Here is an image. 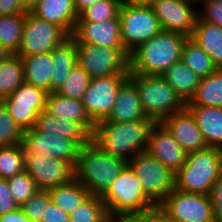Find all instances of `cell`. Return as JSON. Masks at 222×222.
Instances as JSON below:
<instances>
[{"label": "cell", "mask_w": 222, "mask_h": 222, "mask_svg": "<svg viewBox=\"0 0 222 222\" xmlns=\"http://www.w3.org/2000/svg\"><path fill=\"white\" fill-rule=\"evenodd\" d=\"M154 124L150 118L130 122L101 121L95 124L92 142L102 151L128 163L135 155L146 151Z\"/></svg>", "instance_id": "6da1fadb"}, {"label": "cell", "mask_w": 222, "mask_h": 222, "mask_svg": "<svg viewBox=\"0 0 222 222\" xmlns=\"http://www.w3.org/2000/svg\"><path fill=\"white\" fill-rule=\"evenodd\" d=\"M128 163L102 151L92 141L80 148L74 166V179L90 195L102 197Z\"/></svg>", "instance_id": "7a4b0ae2"}, {"label": "cell", "mask_w": 222, "mask_h": 222, "mask_svg": "<svg viewBox=\"0 0 222 222\" xmlns=\"http://www.w3.org/2000/svg\"><path fill=\"white\" fill-rule=\"evenodd\" d=\"M188 38L178 32L162 30L130 54V71L162 76L173 63L181 61L182 48Z\"/></svg>", "instance_id": "3957f363"}, {"label": "cell", "mask_w": 222, "mask_h": 222, "mask_svg": "<svg viewBox=\"0 0 222 222\" xmlns=\"http://www.w3.org/2000/svg\"><path fill=\"white\" fill-rule=\"evenodd\" d=\"M128 80L137 90L144 114L155 123L186 108V103L162 76L141 75L129 70Z\"/></svg>", "instance_id": "277c9868"}, {"label": "cell", "mask_w": 222, "mask_h": 222, "mask_svg": "<svg viewBox=\"0 0 222 222\" xmlns=\"http://www.w3.org/2000/svg\"><path fill=\"white\" fill-rule=\"evenodd\" d=\"M222 176L217 147L187 153L185 164L175 173V189L207 194L214 182Z\"/></svg>", "instance_id": "5b68a950"}, {"label": "cell", "mask_w": 222, "mask_h": 222, "mask_svg": "<svg viewBox=\"0 0 222 222\" xmlns=\"http://www.w3.org/2000/svg\"><path fill=\"white\" fill-rule=\"evenodd\" d=\"M101 198L110 216H130L157 206L144 193L140 180L128 164Z\"/></svg>", "instance_id": "8992f818"}, {"label": "cell", "mask_w": 222, "mask_h": 222, "mask_svg": "<svg viewBox=\"0 0 222 222\" xmlns=\"http://www.w3.org/2000/svg\"><path fill=\"white\" fill-rule=\"evenodd\" d=\"M119 22L121 40L129 55L162 31L158 18L148 5L122 3Z\"/></svg>", "instance_id": "52a82bcc"}, {"label": "cell", "mask_w": 222, "mask_h": 222, "mask_svg": "<svg viewBox=\"0 0 222 222\" xmlns=\"http://www.w3.org/2000/svg\"><path fill=\"white\" fill-rule=\"evenodd\" d=\"M77 64L93 78L111 75H129L130 55L125 49L98 47L94 44L76 43Z\"/></svg>", "instance_id": "ba28073f"}, {"label": "cell", "mask_w": 222, "mask_h": 222, "mask_svg": "<svg viewBox=\"0 0 222 222\" xmlns=\"http://www.w3.org/2000/svg\"><path fill=\"white\" fill-rule=\"evenodd\" d=\"M128 165L140 180L144 193L156 205L175 189V173L146 151L135 155Z\"/></svg>", "instance_id": "9c48e42d"}, {"label": "cell", "mask_w": 222, "mask_h": 222, "mask_svg": "<svg viewBox=\"0 0 222 222\" xmlns=\"http://www.w3.org/2000/svg\"><path fill=\"white\" fill-rule=\"evenodd\" d=\"M68 37L69 35L60 26L26 12L17 55L25 57L51 53Z\"/></svg>", "instance_id": "30bf717a"}, {"label": "cell", "mask_w": 222, "mask_h": 222, "mask_svg": "<svg viewBox=\"0 0 222 222\" xmlns=\"http://www.w3.org/2000/svg\"><path fill=\"white\" fill-rule=\"evenodd\" d=\"M158 206L171 222H215L207 194L174 189Z\"/></svg>", "instance_id": "8fae6325"}, {"label": "cell", "mask_w": 222, "mask_h": 222, "mask_svg": "<svg viewBox=\"0 0 222 222\" xmlns=\"http://www.w3.org/2000/svg\"><path fill=\"white\" fill-rule=\"evenodd\" d=\"M128 78L129 75H111L90 80L81 101L94 124L109 117L118 91Z\"/></svg>", "instance_id": "7c38bea8"}, {"label": "cell", "mask_w": 222, "mask_h": 222, "mask_svg": "<svg viewBox=\"0 0 222 222\" xmlns=\"http://www.w3.org/2000/svg\"><path fill=\"white\" fill-rule=\"evenodd\" d=\"M48 92L23 82L11 95L1 102L8 109L16 124L24 132L35 126L38 114L46 109Z\"/></svg>", "instance_id": "4fadbf2b"}, {"label": "cell", "mask_w": 222, "mask_h": 222, "mask_svg": "<svg viewBox=\"0 0 222 222\" xmlns=\"http://www.w3.org/2000/svg\"><path fill=\"white\" fill-rule=\"evenodd\" d=\"M24 156L25 171L38 189L49 190L74 179V167L64 160L31 152H24Z\"/></svg>", "instance_id": "5bb4252c"}, {"label": "cell", "mask_w": 222, "mask_h": 222, "mask_svg": "<svg viewBox=\"0 0 222 222\" xmlns=\"http://www.w3.org/2000/svg\"><path fill=\"white\" fill-rule=\"evenodd\" d=\"M21 146L24 152L45 154L49 157L64 160L73 167L81 148L71 139L43 133L34 127L23 132Z\"/></svg>", "instance_id": "9a60e30c"}, {"label": "cell", "mask_w": 222, "mask_h": 222, "mask_svg": "<svg viewBox=\"0 0 222 222\" xmlns=\"http://www.w3.org/2000/svg\"><path fill=\"white\" fill-rule=\"evenodd\" d=\"M163 31L192 35L197 8L184 0H155L151 5Z\"/></svg>", "instance_id": "2e32d148"}, {"label": "cell", "mask_w": 222, "mask_h": 222, "mask_svg": "<svg viewBox=\"0 0 222 222\" xmlns=\"http://www.w3.org/2000/svg\"><path fill=\"white\" fill-rule=\"evenodd\" d=\"M146 152L174 173L185 164L187 156V152L162 123H155L151 128Z\"/></svg>", "instance_id": "e0dca14e"}, {"label": "cell", "mask_w": 222, "mask_h": 222, "mask_svg": "<svg viewBox=\"0 0 222 222\" xmlns=\"http://www.w3.org/2000/svg\"><path fill=\"white\" fill-rule=\"evenodd\" d=\"M71 37L76 43L124 49L120 35L119 18L101 22H76Z\"/></svg>", "instance_id": "ac0fdd59"}, {"label": "cell", "mask_w": 222, "mask_h": 222, "mask_svg": "<svg viewBox=\"0 0 222 222\" xmlns=\"http://www.w3.org/2000/svg\"><path fill=\"white\" fill-rule=\"evenodd\" d=\"M161 123L187 153L203 150L208 147L197 126L195 117L187 108L171 114Z\"/></svg>", "instance_id": "d6986e66"}, {"label": "cell", "mask_w": 222, "mask_h": 222, "mask_svg": "<svg viewBox=\"0 0 222 222\" xmlns=\"http://www.w3.org/2000/svg\"><path fill=\"white\" fill-rule=\"evenodd\" d=\"M34 128L43 133L71 139L80 147L92 141V134L81 123L66 118L59 119L46 110L38 114Z\"/></svg>", "instance_id": "ffe728a7"}, {"label": "cell", "mask_w": 222, "mask_h": 222, "mask_svg": "<svg viewBox=\"0 0 222 222\" xmlns=\"http://www.w3.org/2000/svg\"><path fill=\"white\" fill-rule=\"evenodd\" d=\"M31 13L40 19L60 26L69 36L79 18L74 0H40Z\"/></svg>", "instance_id": "44dd1931"}, {"label": "cell", "mask_w": 222, "mask_h": 222, "mask_svg": "<svg viewBox=\"0 0 222 222\" xmlns=\"http://www.w3.org/2000/svg\"><path fill=\"white\" fill-rule=\"evenodd\" d=\"M135 86L127 80L119 89L109 117L103 121L130 122L146 119Z\"/></svg>", "instance_id": "7402d4cb"}, {"label": "cell", "mask_w": 222, "mask_h": 222, "mask_svg": "<svg viewBox=\"0 0 222 222\" xmlns=\"http://www.w3.org/2000/svg\"><path fill=\"white\" fill-rule=\"evenodd\" d=\"M45 110L59 119L77 121L91 134L94 132L95 124L88 116L81 100H74L51 92L47 95Z\"/></svg>", "instance_id": "603a6c76"}, {"label": "cell", "mask_w": 222, "mask_h": 222, "mask_svg": "<svg viewBox=\"0 0 222 222\" xmlns=\"http://www.w3.org/2000/svg\"><path fill=\"white\" fill-rule=\"evenodd\" d=\"M195 117L208 147L222 145V107L186 106Z\"/></svg>", "instance_id": "cb8c5ba5"}, {"label": "cell", "mask_w": 222, "mask_h": 222, "mask_svg": "<svg viewBox=\"0 0 222 222\" xmlns=\"http://www.w3.org/2000/svg\"><path fill=\"white\" fill-rule=\"evenodd\" d=\"M24 82L52 92L53 59L51 53L21 57Z\"/></svg>", "instance_id": "d4e9b609"}, {"label": "cell", "mask_w": 222, "mask_h": 222, "mask_svg": "<svg viewBox=\"0 0 222 222\" xmlns=\"http://www.w3.org/2000/svg\"><path fill=\"white\" fill-rule=\"evenodd\" d=\"M189 38L210 56L218 69H222V27L197 18Z\"/></svg>", "instance_id": "484cf974"}, {"label": "cell", "mask_w": 222, "mask_h": 222, "mask_svg": "<svg viewBox=\"0 0 222 222\" xmlns=\"http://www.w3.org/2000/svg\"><path fill=\"white\" fill-rule=\"evenodd\" d=\"M53 75L52 92H55L70 74V71L77 65L76 41L69 36L52 52Z\"/></svg>", "instance_id": "4316f807"}, {"label": "cell", "mask_w": 222, "mask_h": 222, "mask_svg": "<svg viewBox=\"0 0 222 222\" xmlns=\"http://www.w3.org/2000/svg\"><path fill=\"white\" fill-rule=\"evenodd\" d=\"M162 77L185 103L194 96L200 82V78L182 61L173 63Z\"/></svg>", "instance_id": "83f0119b"}, {"label": "cell", "mask_w": 222, "mask_h": 222, "mask_svg": "<svg viewBox=\"0 0 222 222\" xmlns=\"http://www.w3.org/2000/svg\"><path fill=\"white\" fill-rule=\"evenodd\" d=\"M186 106L222 107V69L200 79L194 96Z\"/></svg>", "instance_id": "f1b7e54d"}, {"label": "cell", "mask_w": 222, "mask_h": 222, "mask_svg": "<svg viewBox=\"0 0 222 222\" xmlns=\"http://www.w3.org/2000/svg\"><path fill=\"white\" fill-rule=\"evenodd\" d=\"M48 192L51 202L67 214L72 213L90 195L88 190L75 179L68 184L51 188Z\"/></svg>", "instance_id": "f546056e"}, {"label": "cell", "mask_w": 222, "mask_h": 222, "mask_svg": "<svg viewBox=\"0 0 222 222\" xmlns=\"http://www.w3.org/2000/svg\"><path fill=\"white\" fill-rule=\"evenodd\" d=\"M24 82L22 59L13 54L0 62V101L11 95Z\"/></svg>", "instance_id": "4dcf8cb0"}, {"label": "cell", "mask_w": 222, "mask_h": 222, "mask_svg": "<svg viewBox=\"0 0 222 222\" xmlns=\"http://www.w3.org/2000/svg\"><path fill=\"white\" fill-rule=\"evenodd\" d=\"M181 61L200 79L209 76L218 69L210 56L190 38L183 45Z\"/></svg>", "instance_id": "1f68e13d"}, {"label": "cell", "mask_w": 222, "mask_h": 222, "mask_svg": "<svg viewBox=\"0 0 222 222\" xmlns=\"http://www.w3.org/2000/svg\"><path fill=\"white\" fill-rule=\"evenodd\" d=\"M26 13L0 16V44L17 54L22 39Z\"/></svg>", "instance_id": "d6a6232c"}, {"label": "cell", "mask_w": 222, "mask_h": 222, "mask_svg": "<svg viewBox=\"0 0 222 222\" xmlns=\"http://www.w3.org/2000/svg\"><path fill=\"white\" fill-rule=\"evenodd\" d=\"M108 216L102 198L89 195L69 214V222H104Z\"/></svg>", "instance_id": "836d02e7"}, {"label": "cell", "mask_w": 222, "mask_h": 222, "mask_svg": "<svg viewBox=\"0 0 222 222\" xmlns=\"http://www.w3.org/2000/svg\"><path fill=\"white\" fill-rule=\"evenodd\" d=\"M25 171V156L21 143L0 146V178L9 179Z\"/></svg>", "instance_id": "e575fe53"}, {"label": "cell", "mask_w": 222, "mask_h": 222, "mask_svg": "<svg viewBox=\"0 0 222 222\" xmlns=\"http://www.w3.org/2000/svg\"><path fill=\"white\" fill-rule=\"evenodd\" d=\"M90 80V76L77 64L55 92L67 98L82 100Z\"/></svg>", "instance_id": "d590c367"}, {"label": "cell", "mask_w": 222, "mask_h": 222, "mask_svg": "<svg viewBox=\"0 0 222 222\" xmlns=\"http://www.w3.org/2000/svg\"><path fill=\"white\" fill-rule=\"evenodd\" d=\"M122 3V0H98L83 10L76 22H101L119 18Z\"/></svg>", "instance_id": "8d00e7d4"}, {"label": "cell", "mask_w": 222, "mask_h": 222, "mask_svg": "<svg viewBox=\"0 0 222 222\" xmlns=\"http://www.w3.org/2000/svg\"><path fill=\"white\" fill-rule=\"evenodd\" d=\"M8 186L19 207H21L38 189L30 175L23 171L12 178L7 179Z\"/></svg>", "instance_id": "74e56055"}, {"label": "cell", "mask_w": 222, "mask_h": 222, "mask_svg": "<svg viewBox=\"0 0 222 222\" xmlns=\"http://www.w3.org/2000/svg\"><path fill=\"white\" fill-rule=\"evenodd\" d=\"M23 131L0 101V146L21 143Z\"/></svg>", "instance_id": "f35d334b"}, {"label": "cell", "mask_w": 222, "mask_h": 222, "mask_svg": "<svg viewBox=\"0 0 222 222\" xmlns=\"http://www.w3.org/2000/svg\"><path fill=\"white\" fill-rule=\"evenodd\" d=\"M51 202L48 190L37 189L20 208L32 222H39L46 206Z\"/></svg>", "instance_id": "ab89813d"}, {"label": "cell", "mask_w": 222, "mask_h": 222, "mask_svg": "<svg viewBox=\"0 0 222 222\" xmlns=\"http://www.w3.org/2000/svg\"><path fill=\"white\" fill-rule=\"evenodd\" d=\"M197 9L198 19L222 27V0H207Z\"/></svg>", "instance_id": "60d3db41"}, {"label": "cell", "mask_w": 222, "mask_h": 222, "mask_svg": "<svg viewBox=\"0 0 222 222\" xmlns=\"http://www.w3.org/2000/svg\"><path fill=\"white\" fill-rule=\"evenodd\" d=\"M211 202L215 222H222V176L218 178L207 193Z\"/></svg>", "instance_id": "b9f144b4"}, {"label": "cell", "mask_w": 222, "mask_h": 222, "mask_svg": "<svg viewBox=\"0 0 222 222\" xmlns=\"http://www.w3.org/2000/svg\"><path fill=\"white\" fill-rule=\"evenodd\" d=\"M133 222H171L166 213L157 205L149 210L129 216Z\"/></svg>", "instance_id": "7bdbcfd3"}, {"label": "cell", "mask_w": 222, "mask_h": 222, "mask_svg": "<svg viewBox=\"0 0 222 222\" xmlns=\"http://www.w3.org/2000/svg\"><path fill=\"white\" fill-rule=\"evenodd\" d=\"M19 208L11 195L7 179L0 178V215Z\"/></svg>", "instance_id": "ee69618b"}, {"label": "cell", "mask_w": 222, "mask_h": 222, "mask_svg": "<svg viewBox=\"0 0 222 222\" xmlns=\"http://www.w3.org/2000/svg\"><path fill=\"white\" fill-rule=\"evenodd\" d=\"M39 222H69V214L50 202Z\"/></svg>", "instance_id": "f6af8a7d"}, {"label": "cell", "mask_w": 222, "mask_h": 222, "mask_svg": "<svg viewBox=\"0 0 222 222\" xmlns=\"http://www.w3.org/2000/svg\"><path fill=\"white\" fill-rule=\"evenodd\" d=\"M26 13L21 0H0V16Z\"/></svg>", "instance_id": "bcb514c9"}, {"label": "cell", "mask_w": 222, "mask_h": 222, "mask_svg": "<svg viewBox=\"0 0 222 222\" xmlns=\"http://www.w3.org/2000/svg\"><path fill=\"white\" fill-rule=\"evenodd\" d=\"M0 222H32L19 207L13 211L0 215Z\"/></svg>", "instance_id": "7dc6e473"}, {"label": "cell", "mask_w": 222, "mask_h": 222, "mask_svg": "<svg viewBox=\"0 0 222 222\" xmlns=\"http://www.w3.org/2000/svg\"><path fill=\"white\" fill-rule=\"evenodd\" d=\"M98 0H74V6L78 15L87 7H90Z\"/></svg>", "instance_id": "c3c4849f"}, {"label": "cell", "mask_w": 222, "mask_h": 222, "mask_svg": "<svg viewBox=\"0 0 222 222\" xmlns=\"http://www.w3.org/2000/svg\"><path fill=\"white\" fill-rule=\"evenodd\" d=\"M25 12H31L40 0H21Z\"/></svg>", "instance_id": "681fc988"}, {"label": "cell", "mask_w": 222, "mask_h": 222, "mask_svg": "<svg viewBox=\"0 0 222 222\" xmlns=\"http://www.w3.org/2000/svg\"><path fill=\"white\" fill-rule=\"evenodd\" d=\"M104 222H133L129 216H108Z\"/></svg>", "instance_id": "f907efd6"}, {"label": "cell", "mask_w": 222, "mask_h": 222, "mask_svg": "<svg viewBox=\"0 0 222 222\" xmlns=\"http://www.w3.org/2000/svg\"><path fill=\"white\" fill-rule=\"evenodd\" d=\"M155 0H122L123 3L150 6Z\"/></svg>", "instance_id": "816d5d0a"}, {"label": "cell", "mask_w": 222, "mask_h": 222, "mask_svg": "<svg viewBox=\"0 0 222 222\" xmlns=\"http://www.w3.org/2000/svg\"><path fill=\"white\" fill-rule=\"evenodd\" d=\"M13 53L5 48L2 44H0V62L3 60H7Z\"/></svg>", "instance_id": "f5cc1de1"}, {"label": "cell", "mask_w": 222, "mask_h": 222, "mask_svg": "<svg viewBox=\"0 0 222 222\" xmlns=\"http://www.w3.org/2000/svg\"><path fill=\"white\" fill-rule=\"evenodd\" d=\"M187 3L192 4L195 6L197 9L201 7L202 4H204L207 0H184Z\"/></svg>", "instance_id": "db71d44e"}, {"label": "cell", "mask_w": 222, "mask_h": 222, "mask_svg": "<svg viewBox=\"0 0 222 222\" xmlns=\"http://www.w3.org/2000/svg\"><path fill=\"white\" fill-rule=\"evenodd\" d=\"M219 155H220V162H221V170H222V145L218 147Z\"/></svg>", "instance_id": "11a10c76"}]
</instances>
